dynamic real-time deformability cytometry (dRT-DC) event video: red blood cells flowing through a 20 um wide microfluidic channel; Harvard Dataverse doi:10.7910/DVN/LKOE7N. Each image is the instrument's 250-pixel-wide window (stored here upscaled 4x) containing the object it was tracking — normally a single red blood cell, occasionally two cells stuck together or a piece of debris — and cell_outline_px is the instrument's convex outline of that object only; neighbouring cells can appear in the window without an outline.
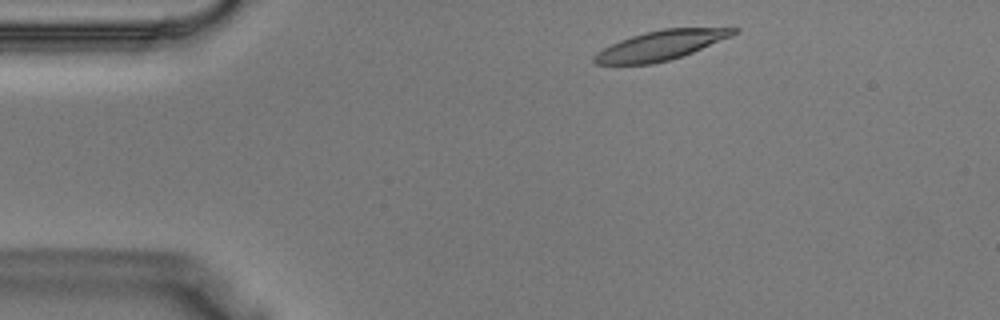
{"species": "Egyptian fruit bat (a non-hibernating species)", "species_latin": "Rousettus aegyptiacus", "temperature_condition": "warm", "stored_images_in_passage": 34, "camera_frame_rate_fps": 3000, "um_per_image_px": 0.085, "animal": {"sex": "male"}, "frame": {"image": 1, "passage_image": 2, "time_ms": 0.333, "image_size_px": [1000, 320], "cell_outline_px": [[740, 32], [732, 36], [692, 52], [668, 60], [652, 64], [596, 64], [592, 60], [592, 56], [596, 52], [620, 40], [644, 32], [664, 28], [740, 28]], "centroid_in_image_um": [56.16, 3.85], "position_along_channel_um": 28.8, "area_um2": 23.76}}
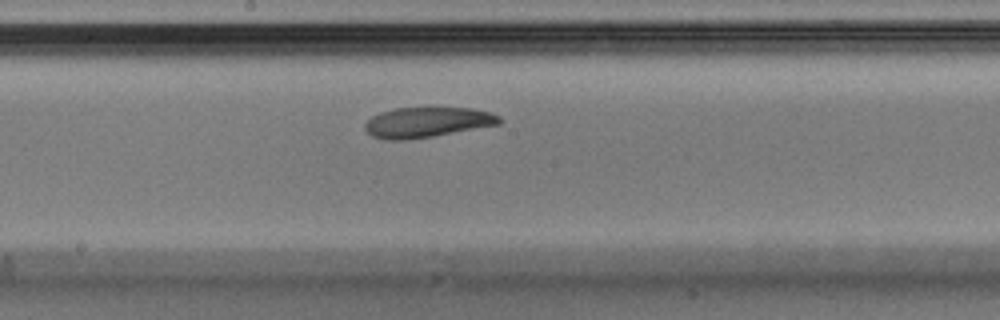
{"frame": {"image": 2, "passage_image": 16, "time_ms": 5.0, "image_size_px": [1000, 320], "cell_outline_px": [[500, 124], [432, 136], [408, 140], [384, 140], [372, 136], [364, 128], [364, 124], [372, 116], [380, 112], [396, 108], [472, 108], [488, 112], [500, 116]], "centroid_in_image_um": [36.26, 10.4], "position_along_channel_um": 211.9, "area_um2": 23.52}}
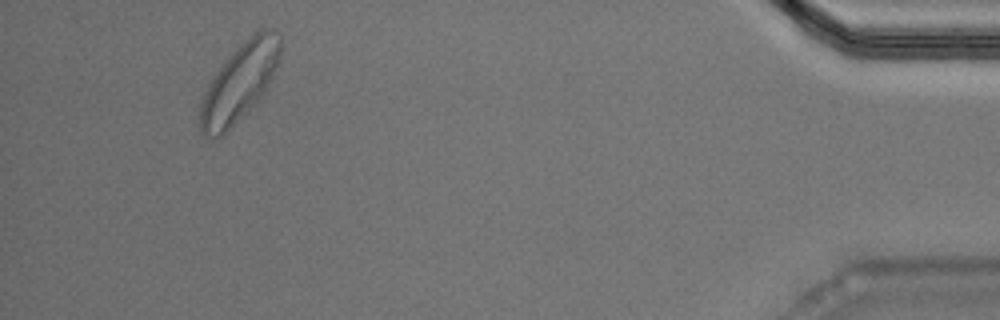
{"frame": {"image": 3, "passage_image": 32, "time_ms": 10.333, "image_size_px": [1000, 320], "cell_outline_px": [[280, 52], [276, 68], [264, 96], [248, 112], [220, 136], [212, 140], [204, 136], [200, 132], [200, 104], [204, 92], [212, 76], [224, 60], [236, 48], [260, 28], [268, 28], [280, 36]], "centroid_in_image_um": [20.34, 7.04], "position_along_channel_um": 414.9, "area_um2": 36.53}}